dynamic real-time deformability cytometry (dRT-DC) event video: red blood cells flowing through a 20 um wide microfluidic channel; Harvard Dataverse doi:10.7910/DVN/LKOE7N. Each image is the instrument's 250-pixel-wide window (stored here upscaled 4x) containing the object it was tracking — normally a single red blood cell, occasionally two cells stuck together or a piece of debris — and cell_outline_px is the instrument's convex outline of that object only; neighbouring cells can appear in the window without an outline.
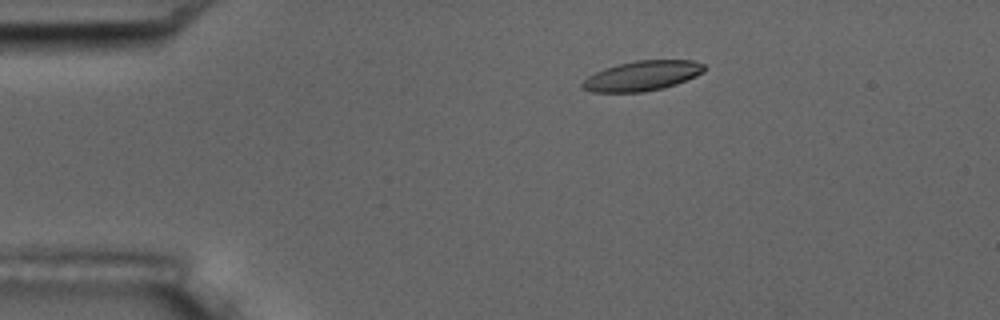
{"species": "common noctule bat (a hibernating species)", "species_latin": "Nyctalus noctula", "temperature_condition": "room temperature", "stored_images_in_passage": 8, "camera_frame_rate_fps": 3000, "um_per_image_px": 0.085, "animal": {"sex": "male", "body_mass_g": 17.5, "forearm_length_mm": 52.3}, "frame": {"image": 1, "passage_image": 4, "time_ms": 3.333, "image_size_px": [1000, 320], "cell_outline_px": [[704, 72], [696, 76], [676, 84], [664, 88], [644, 92], [592, 92], [580, 88], [580, 84], [588, 76], [604, 68], [636, 60], [692, 60], [704, 64]], "centroid_in_image_um": [54.57, 6.45], "position_along_channel_um": 30.4, "area_um2": 21.27}}
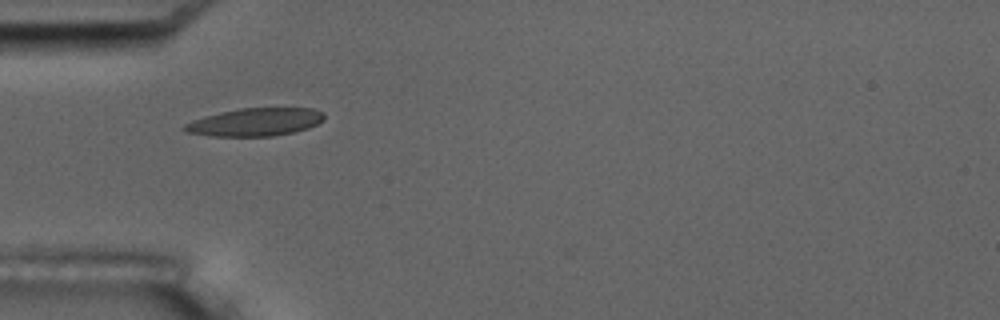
{"frame": {"image": 2, "passage_image": 6, "time_ms": 5.667, "image_size_px": [1000, 320], "cell_outline_px": [[324, 120], [308, 128], [292, 132], [272, 136], [212, 136], [184, 132], [180, 128], [184, 124], [192, 120], [204, 116], [220, 112], [240, 108], [312, 108], [324, 112]], "centroid_in_image_um": [21.65, 10.37], "position_along_channel_um": 63.3, "area_um2": 22.83}}